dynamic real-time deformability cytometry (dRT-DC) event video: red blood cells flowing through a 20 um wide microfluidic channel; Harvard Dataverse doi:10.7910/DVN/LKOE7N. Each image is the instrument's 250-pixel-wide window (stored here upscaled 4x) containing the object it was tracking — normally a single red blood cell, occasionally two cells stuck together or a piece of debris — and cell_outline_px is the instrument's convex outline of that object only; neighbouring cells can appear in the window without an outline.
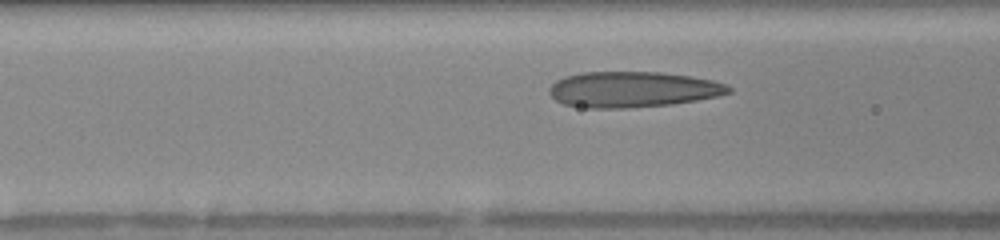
{"species": "human", "species_latin": "Homo sapiens", "temperature_condition": "warm", "stored_images_in_passage": 17, "segment_of_instrument_passage": [2, 2], "camera_frame_rate_fps": 3000, "um_per_image_px": 0.085, "donor": {"sex": "female"}, "frame": {"image": 1, "passage_image": 17, "time_ms": 8.0, "image_size_px": [1000, 240], "cell_outline_px": [[732, 92], [716, 96], [696, 100], [672, 104], [624, 108], [588, 108], [564, 104], [556, 100], [548, 92], [548, 88], [556, 80], [564, 76], [580, 72], [660, 72], [692, 76], [712, 80], [728, 84], [732, 88]], "centroid_in_image_um": [53.77, 7.59], "position_along_channel_um": 112.8, "area_um2": 37.51}}